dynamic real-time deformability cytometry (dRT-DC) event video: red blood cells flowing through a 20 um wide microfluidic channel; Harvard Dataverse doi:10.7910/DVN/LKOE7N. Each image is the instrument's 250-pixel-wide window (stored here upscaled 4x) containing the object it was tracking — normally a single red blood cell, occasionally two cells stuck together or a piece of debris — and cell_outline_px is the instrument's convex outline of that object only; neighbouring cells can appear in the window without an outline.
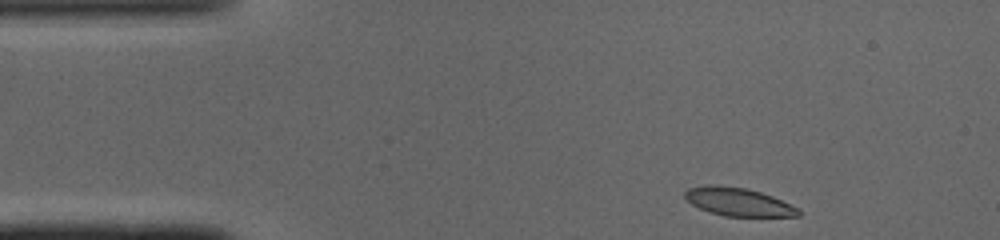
{"species": "common noctule bat (a hibernating species)", "species_latin": "Nyctalus noctula", "temperature_condition": "cold", "stored_images_in_passage": 43, "camera_frame_rate_fps": 3000, "um_per_image_px": 0.085, "animal": {"sex": "male", "body_mass_g": 19.0, "forearm_length_mm": 50.8}, "frame": {"image": 1, "passage_image": 1, "time_ms": 0.0, "image_size_px": [1000, 240], "cell_outline_px": [[800, 216], [724, 216], [700, 208], [692, 204], [684, 196], [684, 192], [688, 188], [704, 184], [716, 184], [748, 188], [772, 196], [800, 208]], "centroid_in_image_um": [62.75, 17.14], "position_along_channel_um": 22.2, "area_um2": 18.73}}
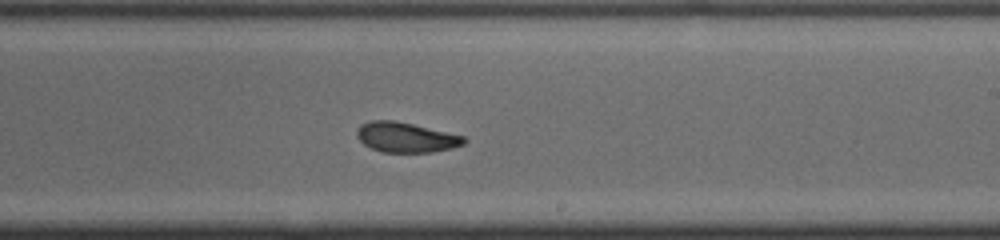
{"frame": {"image": 2, "passage_image": 23, "time_ms": 7.333, "image_size_px": [1000, 240], "cell_outline_px": [[468, 140], [464, 144], [452, 148], [432, 152], [380, 152], [364, 144], [356, 136], [356, 132], [360, 124], [372, 120], [396, 120], [464, 136]], "centroid_in_image_um": [34.5, 11.67], "position_along_channel_um": 254.5, "area_um2": 18.79}}
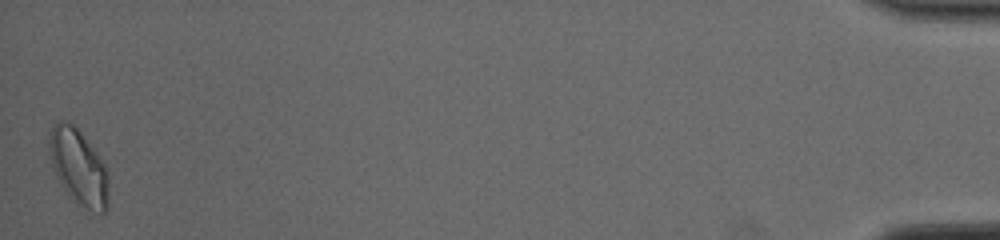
{"frame": {"image": 3, "passage_image": 43, "time_ms": 14.0, "image_size_px": [1000, 240], "cell_outline_px": [[108, 208], [100, 216], [92, 212], [72, 200], [68, 196], [60, 184], [56, 176], [52, 164], [48, 148], [48, 140], [52, 124], [60, 120], [64, 120], [72, 124], [80, 132], [96, 152], [104, 164], [108, 172]], "centroid_in_image_um": [6.68, 14.25], "position_along_channel_um": 428.5, "area_um2": 26.53}, "authors_computed_cell_mechanics": {"area_um2": 19.4786, "velocity_mm_per_s": 4.075, "shape_relaxation_time_tau1_ms": 3.8275, "shape_relaxation_time_tau2_ms": 1.8334, "deformation_change_tau1": 0.1012, "deformation_change_tau2": 0.0661}}